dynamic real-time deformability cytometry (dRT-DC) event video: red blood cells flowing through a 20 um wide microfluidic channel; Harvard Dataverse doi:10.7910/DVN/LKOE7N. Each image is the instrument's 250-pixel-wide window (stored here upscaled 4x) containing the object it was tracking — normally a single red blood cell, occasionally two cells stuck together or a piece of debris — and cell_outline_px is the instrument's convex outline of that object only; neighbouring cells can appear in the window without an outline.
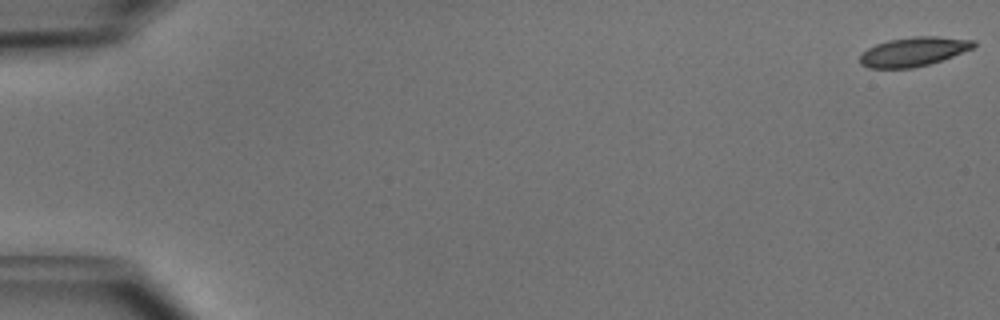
{"species": "common noctule bat (a hibernating species)", "species_latin": "Nyctalus noctula", "temperature_condition": "cold", "stored_images_in_passage": 7, "camera_frame_rate_fps": 3000, "um_per_image_px": 0.085, "animal": {"sex": "male", "body_mass_g": 15.6}, "frame": {"image": 1, "passage_image": 1, "time_ms": 0.0, "image_size_px": [1000, 320], "cell_outline_px": [[976, 44], [972, 48], [952, 56], [928, 64], [912, 68], [868, 68], [860, 64], [860, 52], [876, 44], [888, 40], [912, 36], [936, 36], [976, 40]], "centroid_in_image_um": [77.61, 4.38], "position_along_channel_um": 7.4, "area_um2": 19.31}}